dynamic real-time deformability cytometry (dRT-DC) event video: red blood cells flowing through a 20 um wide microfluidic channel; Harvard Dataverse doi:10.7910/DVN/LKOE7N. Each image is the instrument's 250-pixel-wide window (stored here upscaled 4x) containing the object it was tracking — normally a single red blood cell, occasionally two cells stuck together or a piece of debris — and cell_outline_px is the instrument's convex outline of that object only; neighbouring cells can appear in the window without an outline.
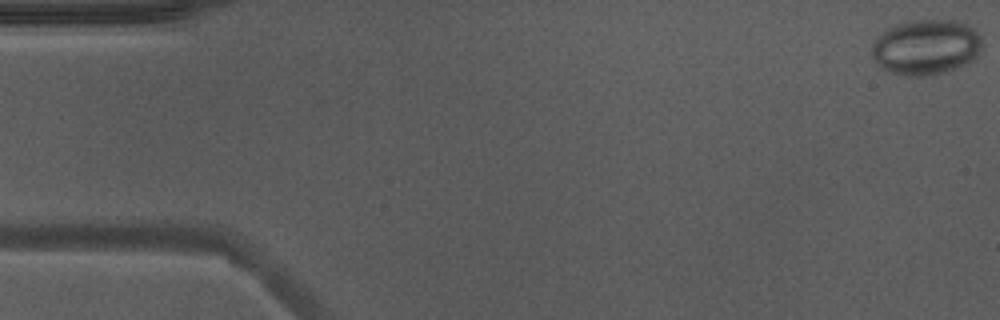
{"species": "Egyptian fruit bat (a non-hibernating species)", "species_latin": "Rousettus aegyptiacus", "temperature_condition": "warm", "stored_images_in_passage": 16, "camera_frame_rate_fps": 3000, "um_per_image_px": 0.085, "animal": {"sex": "male"}, "frame": {"image": 1, "passage_image": 1, "time_ms": 0.0, "image_size_px": [1000, 320], "cell_outline_px": [[980, 48], [976, 56], [972, 60], [964, 64], [944, 72], [932, 76], [904, 76], [888, 72], [880, 68], [872, 56], [872, 44], [884, 32], [896, 24], [912, 20], [952, 20], [968, 24], [980, 36]], "centroid_in_image_um": [78.68, 4.02], "position_along_channel_um": 6.3, "area_um2": 35.37}}